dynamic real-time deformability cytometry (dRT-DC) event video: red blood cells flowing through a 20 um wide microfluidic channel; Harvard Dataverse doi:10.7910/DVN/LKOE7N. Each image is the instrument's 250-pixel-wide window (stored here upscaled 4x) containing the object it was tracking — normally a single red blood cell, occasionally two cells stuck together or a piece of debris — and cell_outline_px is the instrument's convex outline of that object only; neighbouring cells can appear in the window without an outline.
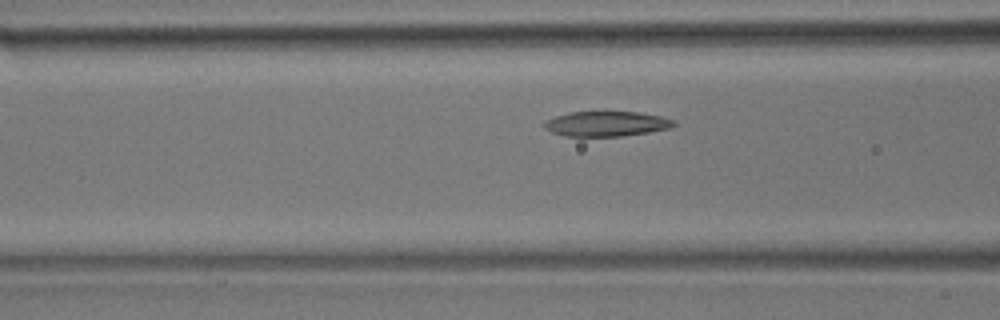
{"species": "common noctule bat (a hibernating species)", "species_latin": "Nyctalus noctula", "temperature_condition": "room temperature", "stored_images_in_passage": 12, "camera_frame_rate_fps": 3000, "um_per_image_px": 0.085, "animal": {"sex": "male", "body_mass_g": 17.9}, "frame": {"image": 1, "passage_image": 7, "time_ms": 2.0, "image_size_px": [1000, 320], "cell_outline_px": [[676, 124], [668, 128], [648, 132], [624, 136], [564, 136], [552, 132], [544, 128], [544, 120], [556, 116], [572, 112], [636, 112], [660, 116], [676, 120]], "centroid_in_image_um": [51.53, 10.52], "position_along_channel_um": 115.1, "area_um2": 18.79}}
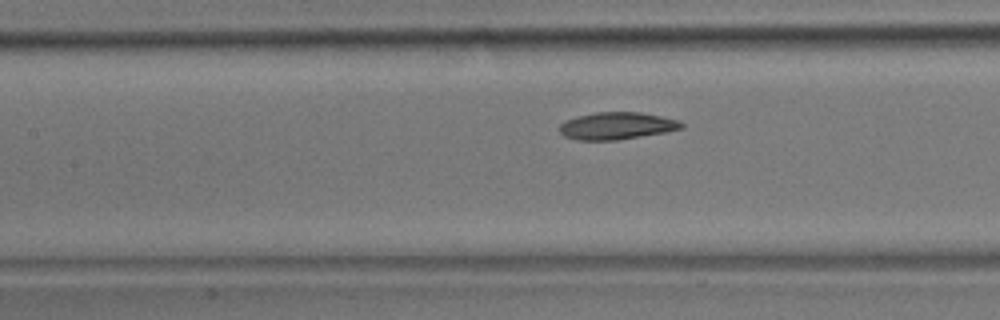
{"frame": {"image": 2, "passage_image": 10, "time_ms": 3.0, "image_size_px": [1000, 320], "cell_outline_px": [[684, 128], [664, 132], [616, 140], [576, 140], [564, 136], [560, 132], [560, 124], [564, 120], [576, 116], [596, 112], [640, 112], [680, 120], [684, 124]], "centroid_in_image_um": [52.41, 10.69], "position_along_channel_um": 155.0, "area_um2": 19.36}}